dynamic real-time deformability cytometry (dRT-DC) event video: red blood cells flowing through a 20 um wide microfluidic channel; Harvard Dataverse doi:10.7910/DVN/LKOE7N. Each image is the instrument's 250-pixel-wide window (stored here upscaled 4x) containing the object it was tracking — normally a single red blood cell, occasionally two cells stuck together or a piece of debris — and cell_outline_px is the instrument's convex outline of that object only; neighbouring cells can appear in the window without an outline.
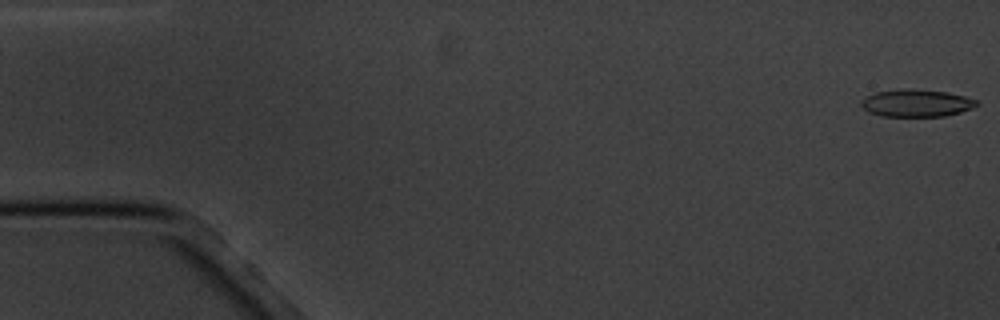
{"species": "common noctule bat (a hibernating species)", "species_latin": "Nyctalus noctula", "temperature_condition": "cold", "stored_images_in_passage": 11, "camera_frame_rate_fps": 3000, "um_per_image_px": 0.085, "animal": {"sex": "male", "body_mass_g": 20.1, "forearm_length_mm": 53.5}, "frame": {"image": 1, "passage_image": 1, "time_ms": 0.0, "image_size_px": [1000, 320], "cell_outline_px": [[980, 104], [972, 108], [960, 112], [944, 116], [880, 116], [868, 112], [860, 104], [860, 100], [876, 92], [948, 92], [964, 96], [976, 100]], "centroid_in_image_um": [77.92, 8.82], "position_along_channel_um": 7.1, "area_um2": 17.34}}
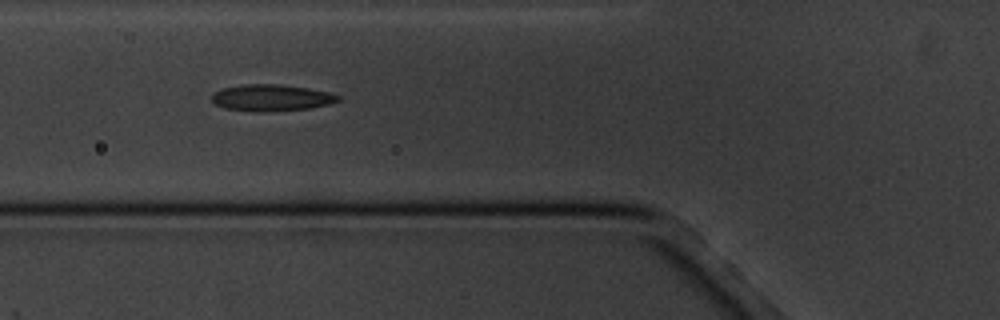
{"frame": {"image": 2, "passage_image": 7, "time_ms": 6.667, "image_size_px": [1000, 320], "cell_outline_px": [[340, 100], [328, 104], [308, 108], [272, 112], [252, 112], [224, 108], [216, 104], [212, 100], [212, 96], [216, 92], [224, 88], [244, 84], [276, 84], [308, 88], [328, 92], [340, 96]], "centroid_in_image_um": [23.06, 8.32], "position_along_channel_um": 102.7, "area_um2": 19.48}}
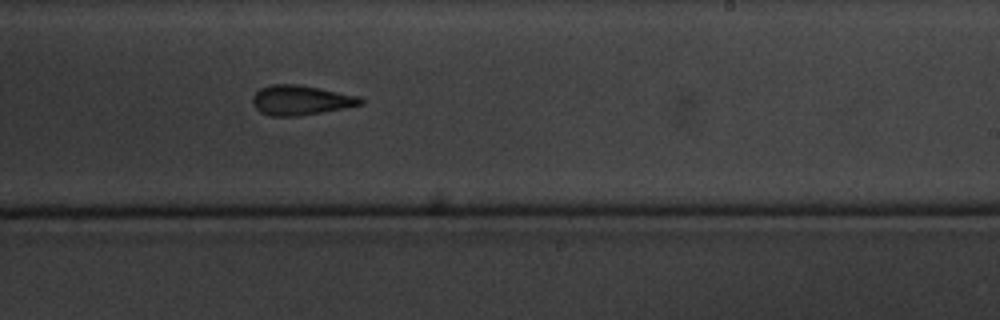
{"frame": {"image": 3, "passage_image": 11, "time_ms": 11.333, "image_size_px": [1000, 320], "cell_outline_px": [[364, 104], [344, 108], [296, 116], [272, 116], [260, 112], [252, 104], [252, 96], [260, 88], [272, 84], [300, 84], [360, 96], [364, 100]], "centroid_in_image_um": [25.56, 8.5], "position_along_channel_um": 263.4, "area_um2": 18.79}}